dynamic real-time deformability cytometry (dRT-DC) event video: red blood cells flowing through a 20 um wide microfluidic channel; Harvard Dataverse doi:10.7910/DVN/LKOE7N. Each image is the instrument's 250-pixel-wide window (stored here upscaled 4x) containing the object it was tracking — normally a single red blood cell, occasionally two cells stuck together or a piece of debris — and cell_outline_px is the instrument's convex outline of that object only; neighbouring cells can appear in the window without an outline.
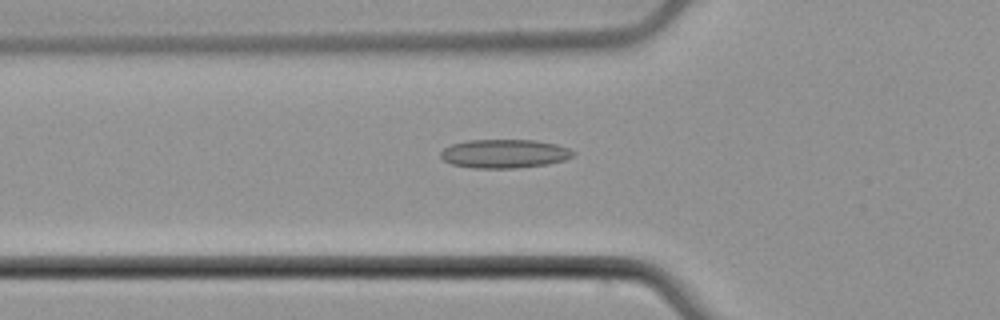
{"species": "common noctule bat (a hibernating species)", "species_latin": "Nyctalus noctula", "temperature_condition": "cold", "stored_images_in_passage": 52, "camera_frame_rate_fps": 3000, "um_per_image_px": 0.085, "animal": {"sex": "male", "body_mass_g": 21.5, "forearm_length_mm": 52.0}, "frame": {"image": 1, "passage_image": 18, "time_ms": 5.667, "image_size_px": [1000, 320], "cell_outline_px": [[576, 152], [572, 156], [564, 160], [548, 164], [516, 168], [472, 168], [452, 164], [444, 160], [440, 156], [440, 152], [444, 148], [452, 144], [464, 140], [536, 140], [556, 144], [568, 148]], "centroid_in_image_um": [42.86, 13.06], "position_along_channel_um": 82.9, "area_um2": 22.25}}
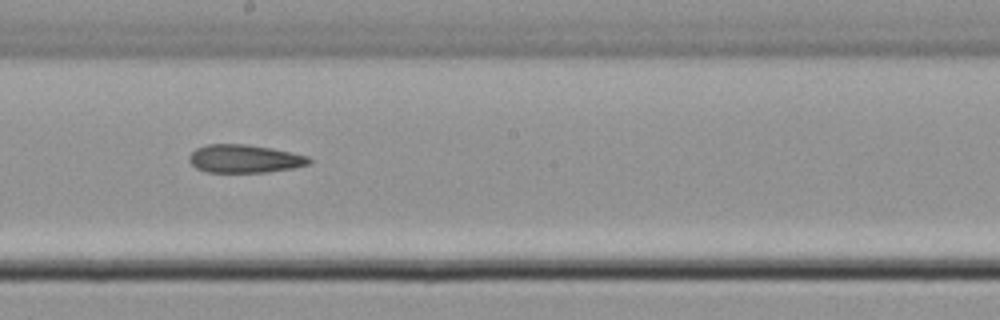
{"frame": {"image": 2, "passage_image": 29, "time_ms": 9.333, "image_size_px": [1000, 320], "cell_outline_px": [[312, 160], [308, 164], [296, 168], [268, 172], [208, 172], [196, 168], [188, 160], [188, 156], [196, 148], [208, 144], [244, 144], [272, 148], [292, 152], [308, 156]], "centroid_in_image_um": [20.8, 13.49], "position_along_channel_um": 227.4, "area_um2": 19.77}}
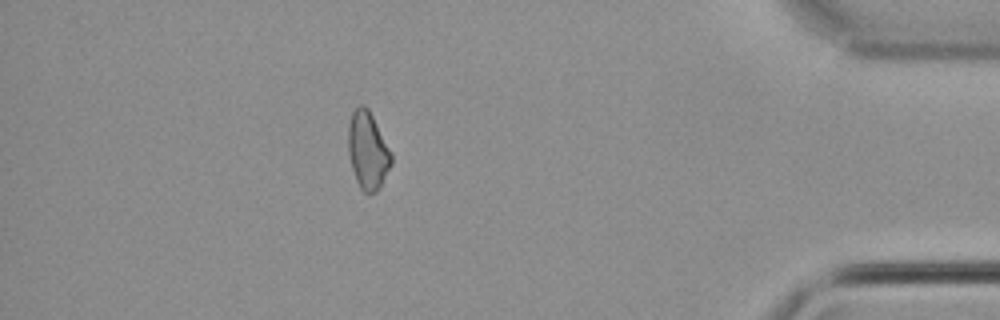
{"frame": {"image": 3, "passage_image": 46, "time_ms": 15.0, "image_size_px": [1000, 320], "cell_outline_px": [[392, 164], [380, 188], [376, 192], [368, 196], [360, 188], [356, 180], [352, 168], [348, 152], [348, 124], [352, 112], [360, 104], [364, 104], [368, 108], [392, 152]], "centroid_in_image_um": [31.27, 12.82], "position_along_channel_um": 403.9, "area_um2": 19.77}, "authors_computed_cell_mechanics": {"area_um2": 20.23, "velocity_mm_per_s": 3.9317, "shape_relaxation_time_tau1_ms": null, "shape_relaxation_time_tau2_ms": 6.4965, "deformation_change_tau1": null, "deformation_change_tau2": 0.1575}}